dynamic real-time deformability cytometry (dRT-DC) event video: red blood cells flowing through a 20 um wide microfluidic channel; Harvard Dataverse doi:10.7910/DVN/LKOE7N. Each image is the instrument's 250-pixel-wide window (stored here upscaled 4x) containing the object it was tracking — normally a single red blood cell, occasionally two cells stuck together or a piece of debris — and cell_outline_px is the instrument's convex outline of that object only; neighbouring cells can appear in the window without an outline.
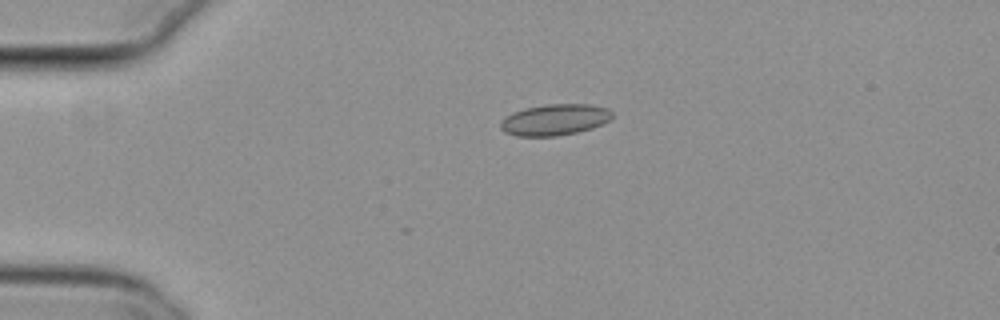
{"species": "common noctule bat (a hibernating species)", "species_latin": "Nyctalus noctula", "temperature_condition": "cold", "stored_images_in_passage": 12, "camera_frame_rate_fps": 3000, "um_per_image_px": 0.085, "animal": {"sex": "female", "body_mass_g": 29.2, "forearm_length_mm": 56.3}, "frame": {"image": 1, "passage_image": 1, "time_ms": 0.0, "image_size_px": [1000, 320], "cell_outline_px": [[612, 116], [608, 120], [592, 128], [576, 132], [556, 136], [516, 136], [504, 132], [500, 128], [500, 120], [504, 116], [512, 112], [524, 108], [548, 104], [592, 104], [608, 108], [612, 112]], "centroid_in_image_um": [47.1, 10.17], "position_along_channel_um": 37.9, "area_um2": 20.4}}
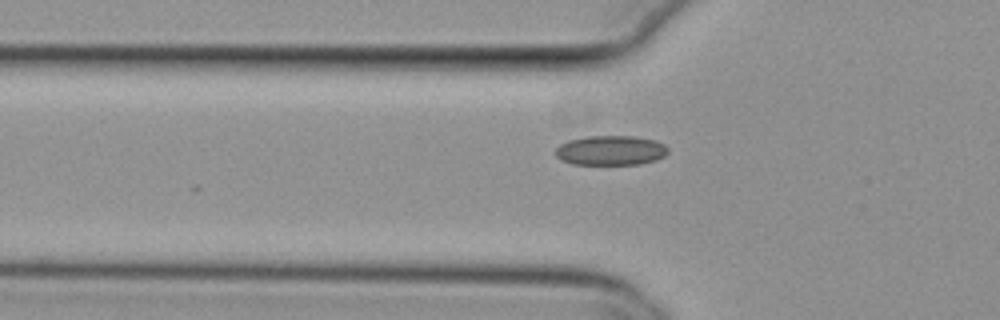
{"frame": {"image": 2, "passage_image": 7, "time_ms": 2.0, "image_size_px": [1000, 320], "cell_outline_px": [[668, 152], [664, 156], [656, 160], [640, 164], [572, 164], [560, 160], [556, 156], [556, 148], [560, 144], [568, 140], [588, 136], [632, 136], [656, 140], [664, 144], [668, 148]], "centroid_in_image_um": [51.91, 12.78], "position_along_channel_um": 73.9, "area_um2": 19.54}}
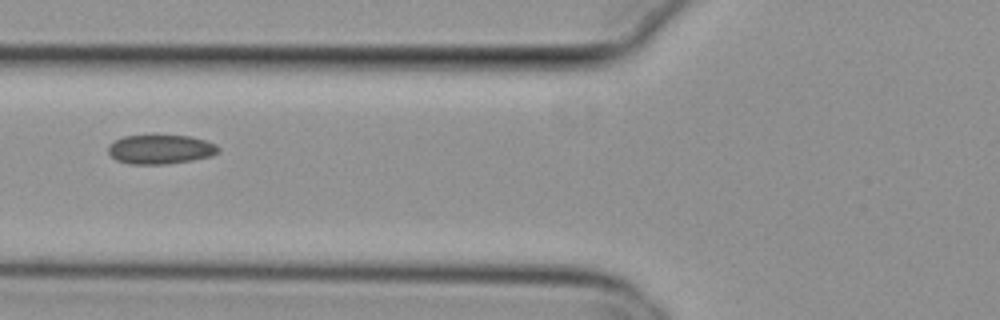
{"frame": {"image": 3, "passage_image": 10, "time_ms": 3.0, "image_size_px": [1000, 320], "cell_outline_px": [[220, 152], [212, 156], [192, 160], [168, 164], [128, 164], [116, 160], [108, 152], [108, 144], [124, 136], [192, 136], [216, 144], [220, 148]], "centroid_in_image_um": [13.66, 12.7], "position_along_channel_um": 112.1, "area_um2": 18.79}}